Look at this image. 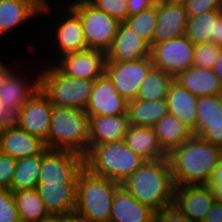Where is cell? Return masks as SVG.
Here are the masks:
<instances>
[{"label":"cell","instance_id":"obj_12","mask_svg":"<svg viewBox=\"0 0 222 222\" xmlns=\"http://www.w3.org/2000/svg\"><path fill=\"white\" fill-rule=\"evenodd\" d=\"M106 53L96 49H86L66 54L53 64L69 77L95 81L105 73Z\"/></svg>","mask_w":222,"mask_h":222},{"label":"cell","instance_id":"obj_28","mask_svg":"<svg viewBox=\"0 0 222 222\" xmlns=\"http://www.w3.org/2000/svg\"><path fill=\"white\" fill-rule=\"evenodd\" d=\"M166 99L162 100H132L128 102L127 115L129 125L154 127L155 124L167 115Z\"/></svg>","mask_w":222,"mask_h":222},{"label":"cell","instance_id":"obj_5","mask_svg":"<svg viewBox=\"0 0 222 222\" xmlns=\"http://www.w3.org/2000/svg\"><path fill=\"white\" fill-rule=\"evenodd\" d=\"M145 160L134 153L124 141L89 146L85 168L92 174L121 184Z\"/></svg>","mask_w":222,"mask_h":222},{"label":"cell","instance_id":"obj_32","mask_svg":"<svg viewBox=\"0 0 222 222\" xmlns=\"http://www.w3.org/2000/svg\"><path fill=\"white\" fill-rule=\"evenodd\" d=\"M222 10L206 11L199 16L188 17L185 36L194 44L211 42L217 18Z\"/></svg>","mask_w":222,"mask_h":222},{"label":"cell","instance_id":"obj_24","mask_svg":"<svg viewBox=\"0 0 222 222\" xmlns=\"http://www.w3.org/2000/svg\"><path fill=\"white\" fill-rule=\"evenodd\" d=\"M175 81L197 97L222 95V85L213 69L192 66L175 77Z\"/></svg>","mask_w":222,"mask_h":222},{"label":"cell","instance_id":"obj_8","mask_svg":"<svg viewBox=\"0 0 222 222\" xmlns=\"http://www.w3.org/2000/svg\"><path fill=\"white\" fill-rule=\"evenodd\" d=\"M85 168V156L66 150L45 149L38 183H77Z\"/></svg>","mask_w":222,"mask_h":222},{"label":"cell","instance_id":"obj_14","mask_svg":"<svg viewBox=\"0 0 222 222\" xmlns=\"http://www.w3.org/2000/svg\"><path fill=\"white\" fill-rule=\"evenodd\" d=\"M215 199L208 184L175 186L173 206L194 222H202Z\"/></svg>","mask_w":222,"mask_h":222},{"label":"cell","instance_id":"obj_6","mask_svg":"<svg viewBox=\"0 0 222 222\" xmlns=\"http://www.w3.org/2000/svg\"><path fill=\"white\" fill-rule=\"evenodd\" d=\"M49 63L40 73V89L54 106L85 110L94 81L69 77Z\"/></svg>","mask_w":222,"mask_h":222},{"label":"cell","instance_id":"obj_50","mask_svg":"<svg viewBox=\"0 0 222 222\" xmlns=\"http://www.w3.org/2000/svg\"><path fill=\"white\" fill-rule=\"evenodd\" d=\"M147 3L150 5V7H160L165 3V0H147Z\"/></svg>","mask_w":222,"mask_h":222},{"label":"cell","instance_id":"obj_2","mask_svg":"<svg viewBox=\"0 0 222 222\" xmlns=\"http://www.w3.org/2000/svg\"><path fill=\"white\" fill-rule=\"evenodd\" d=\"M121 186L155 213L173 205L175 186L168 158L145 161Z\"/></svg>","mask_w":222,"mask_h":222},{"label":"cell","instance_id":"obj_18","mask_svg":"<svg viewBox=\"0 0 222 222\" xmlns=\"http://www.w3.org/2000/svg\"><path fill=\"white\" fill-rule=\"evenodd\" d=\"M20 75L9 67L2 74L0 101L6 108L22 107L40 89V73L30 81Z\"/></svg>","mask_w":222,"mask_h":222},{"label":"cell","instance_id":"obj_37","mask_svg":"<svg viewBox=\"0 0 222 222\" xmlns=\"http://www.w3.org/2000/svg\"><path fill=\"white\" fill-rule=\"evenodd\" d=\"M0 222H21L13 192L0 189Z\"/></svg>","mask_w":222,"mask_h":222},{"label":"cell","instance_id":"obj_52","mask_svg":"<svg viewBox=\"0 0 222 222\" xmlns=\"http://www.w3.org/2000/svg\"><path fill=\"white\" fill-rule=\"evenodd\" d=\"M188 0H165V3L185 5Z\"/></svg>","mask_w":222,"mask_h":222},{"label":"cell","instance_id":"obj_11","mask_svg":"<svg viewBox=\"0 0 222 222\" xmlns=\"http://www.w3.org/2000/svg\"><path fill=\"white\" fill-rule=\"evenodd\" d=\"M62 4V5H61ZM53 3L54 8H57L59 5L60 6H66L64 9H61L64 11L61 17H59L55 24L56 26H53L51 28H54V36H53V43L56 45V50L58 48L57 56L54 57V62L55 58H60L66 54L70 53H75L78 51H83L87 49V45L85 42L84 38V33H83V27H82V22L80 19V16L67 4L63 3ZM55 37V38H54ZM56 42V43H55ZM58 46V47H57Z\"/></svg>","mask_w":222,"mask_h":222},{"label":"cell","instance_id":"obj_3","mask_svg":"<svg viewBox=\"0 0 222 222\" xmlns=\"http://www.w3.org/2000/svg\"><path fill=\"white\" fill-rule=\"evenodd\" d=\"M47 149L66 150L85 156L89 151V116L85 110L53 105Z\"/></svg>","mask_w":222,"mask_h":222},{"label":"cell","instance_id":"obj_48","mask_svg":"<svg viewBox=\"0 0 222 222\" xmlns=\"http://www.w3.org/2000/svg\"><path fill=\"white\" fill-rule=\"evenodd\" d=\"M32 1L41 9L42 16H44V15L48 16L51 14V12L53 13V11H52L53 7H52V5L49 4V2L51 3L52 1H50V0H32Z\"/></svg>","mask_w":222,"mask_h":222},{"label":"cell","instance_id":"obj_49","mask_svg":"<svg viewBox=\"0 0 222 222\" xmlns=\"http://www.w3.org/2000/svg\"><path fill=\"white\" fill-rule=\"evenodd\" d=\"M213 71L222 85V46H220V51L215 62Z\"/></svg>","mask_w":222,"mask_h":222},{"label":"cell","instance_id":"obj_43","mask_svg":"<svg viewBox=\"0 0 222 222\" xmlns=\"http://www.w3.org/2000/svg\"><path fill=\"white\" fill-rule=\"evenodd\" d=\"M208 185L212 190L215 201L222 203V158L219 160L217 166L213 170Z\"/></svg>","mask_w":222,"mask_h":222},{"label":"cell","instance_id":"obj_39","mask_svg":"<svg viewBox=\"0 0 222 222\" xmlns=\"http://www.w3.org/2000/svg\"><path fill=\"white\" fill-rule=\"evenodd\" d=\"M21 107L6 108L0 101V132L19 128Z\"/></svg>","mask_w":222,"mask_h":222},{"label":"cell","instance_id":"obj_30","mask_svg":"<svg viewBox=\"0 0 222 222\" xmlns=\"http://www.w3.org/2000/svg\"><path fill=\"white\" fill-rule=\"evenodd\" d=\"M175 78L167 72L153 67L140 85L137 100L152 101L166 99Z\"/></svg>","mask_w":222,"mask_h":222},{"label":"cell","instance_id":"obj_16","mask_svg":"<svg viewBox=\"0 0 222 222\" xmlns=\"http://www.w3.org/2000/svg\"><path fill=\"white\" fill-rule=\"evenodd\" d=\"M151 47L123 22H120L106 62H126L150 57Z\"/></svg>","mask_w":222,"mask_h":222},{"label":"cell","instance_id":"obj_34","mask_svg":"<svg viewBox=\"0 0 222 222\" xmlns=\"http://www.w3.org/2000/svg\"><path fill=\"white\" fill-rule=\"evenodd\" d=\"M222 122V95L198 97L196 133L206 123Z\"/></svg>","mask_w":222,"mask_h":222},{"label":"cell","instance_id":"obj_40","mask_svg":"<svg viewBox=\"0 0 222 222\" xmlns=\"http://www.w3.org/2000/svg\"><path fill=\"white\" fill-rule=\"evenodd\" d=\"M16 164L15 158L0 153V189H9Z\"/></svg>","mask_w":222,"mask_h":222},{"label":"cell","instance_id":"obj_21","mask_svg":"<svg viewBox=\"0 0 222 222\" xmlns=\"http://www.w3.org/2000/svg\"><path fill=\"white\" fill-rule=\"evenodd\" d=\"M128 126L127 114L89 116V146L124 141Z\"/></svg>","mask_w":222,"mask_h":222},{"label":"cell","instance_id":"obj_19","mask_svg":"<svg viewBox=\"0 0 222 222\" xmlns=\"http://www.w3.org/2000/svg\"><path fill=\"white\" fill-rule=\"evenodd\" d=\"M188 15L184 5L164 3L157 7V24L153 43H161L185 35Z\"/></svg>","mask_w":222,"mask_h":222},{"label":"cell","instance_id":"obj_9","mask_svg":"<svg viewBox=\"0 0 222 222\" xmlns=\"http://www.w3.org/2000/svg\"><path fill=\"white\" fill-rule=\"evenodd\" d=\"M195 45L185 36L153 43L150 58L155 68L161 69L174 78L193 66Z\"/></svg>","mask_w":222,"mask_h":222},{"label":"cell","instance_id":"obj_33","mask_svg":"<svg viewBox=\"0 0 222 222\" xmlns=\"http://www.w3.org/2000/svg\"><path fill=\"white\" fill-rule=\"evenodd\" d=\"M123 23L151 47L157 24V7H150L138 14L128 16Z\"/></svg>","mask_w":222,"mask_h":222},{"label":"cell","instance_id":"obj_17","mask_svg":"<svg viewBox=\"0 0 222 222\" xmlns=\"http://www.w3.org/2000/svg\"><path fill=\"white\" fill-rule=\"evenodd\" d=\"M36 190L51 217L75 212L77 183H38Z\"/></svg>","mask_w":222,"mask_h":222},{"label":"cell","instance_id":"obj_47","mask_svg":"<svg viewBox=\"0 0 222 222\" xmlns=\"http://www.w3.org/2000/svg\"><path fill=\"white\" fill-rule=\"evenodd\" d=\"M211 42L222 46V14L217 18L214 35L211 36Z\"/></svg>","mask_w":222,"mask_h":222},{"label":"cell","instance_id":"obj_20","mask_svg":"<svg viewBox=\"0 0 222 222\" xmlns=\"http://www.w3.org/2000/svg\"><path fill=\"white\" fill-rule=\"evenodd\" d=\"M45 149L44 141L20 127L0 132V153L16 160L37 156Z\"/></svg>","mask_w":222,"mask_h":222},{"label":"cell","instance_id":"obj_27","mask_svg":"<svg viewBox=\"0 0 222 222\" xmlns=\"http://www.w3.org/2000/svg\"><path fill=\"white\" fill-rule=\"evenodd\" d=\"M153 128L160 147L167 155L193 136V132L170 113L159 120Z\"/></svg>","mask_w":222,"mask_h":222},{"label":"cell","instance_id":"obj_41","mask_svg":"<svg viewBox=\"0 0 222 222\" xmlns=\"http://www.w3.org/2000/svg\"><path fill=\"white\" fill-rule=\"evenodd\" d=\"M206 142L222 148V122L206 123L197 133Z\"/></svg>","mask_w":222,"mask_h":222},{"label":"cell","instance_id":"obj_22","mask_svg":"<svg viewBox=\"0 0 222 222\" xmlns=\"http://www.w3.org/2000/svg\"><path fill=\"white\" fill-rule=\"evenodd\" d=\"M155 212L140 204L123 186L113 195L109 222H154Z\"/></svg>","mask_w":222,"mask_h":222},{"label":"cell","instance_id":"obj_45","mask_svg":"<svg viewBox=\"0 0 222 222\" xmlns=\"http://www.w3.org/2000/svg\"><path fill=\"white\" fill-rule=\"evenodd\" d=\"M128 16H132L150 8L147 0H127Z\"/></svg>","mask_w":222,"mask_h":222},{"label":"cell","instance_id":"obj_7","mask_svg":"<svg viewBox=\"0 0 222 222\" xmlns=\"http://www.w3.org/2000/svg\"><path fill=\"white\" fill-rule=\"evenodd\" d=\"M67 3L79 16L87 49L107 52L112 46L120 22L106 12L95 8L87 0Z\"/></svg>","mask_w":222,"mask_h":222},{"label":"cell","instance_id":"obj_15","mask_svg":"<svg viewBox=\"0 0 222 222\" xmlns=\"http://www.w3.org/2000/svg\"><path fill=\"white\" fill-rule=\"evenodd\" d=\"M52 108L47 95L39 89L21 107L19 127L45 142L50 130Z\"/></svg>","mask_w":222,"mask_h":222},{"label":"cell","instance_id":"obj_53","mask_svg":"<svg viewBox=\"0 0 222 222\" xmlns=\"http://www.w3.org/2000/svg\"><path fill=\"white\" fill-rule=\"evenodd\" d=\"M45 222H56V221L53 218H51L50 220L45 221Z\"/></svg>","mask_w":222,"mask_h":222},{"label":"cell","instance_id":"obj_31","mask_svg":"<svg viewBox=\"0 0 222 222\" xmlns=\"http://www.w3.org/2000/svg\"><path fill=\"white\" fill-rule=\"evenodd\" d=\"M42 153L17 160L16 169L9 190L35 189L38 185V177L41 169Z\"/></svg>","mask_w":222,"mask_h":222},{"label":"cell","instance_id":"obj_13","mask_svg":"<svg viewBox=\"0 0 222 222\" xmlns=\"http://www.w3.org/2000/svg\"><path fill=\"white\" fill-rule=\"evenodd\" d=\"M128 102L118 94L112 81L104 73L94 81L85 112L88 116H116L127 114Z\"/></svg>","mask_w":222,"mask_h":222},{"label":"cell","instance_id":"obj_25","mask_svg":"<svg viewBox=\"0 0 222 222\" xmlns=\"http://www.w3.org/2000/svg\"><path fill=\"white\" fill-rule=\"evenodd\" d=\"M126 145L145 161L167 158L160 147L153 127L129 125L124 137Z\"/></svg>","mask_w":222,"mask_h":222},{"label":"cell","instance_id":"obj_42","mask_svg":"<svg viewBox=\"0 0 222 222\" xmlns=\"http://www.w3.org/2000/svg\"><path fill=\"white\" fill-rule=\"evenodd\" d=\"M154 222H194L173 205L155 213Z\"/></svg>","mask_w":222,"mask_h":222},{"label":"cell","instance_id":"obj_46","mask_svg":"<svg viewBox=\"0 0 222 222\" xmlns=\"http://www.w3.org/2000/svg\"><path fill=\"white\" fill-rule=\"evenodd\" d=\"M56 222H86L77 212L52 217Z\"/></svg>","mask_w":222,"mask_h":222},{"label":"cell","instance_id":"obj_23","mask_svg":"<svg viewBox=\"0 0 222 222\" xmlns=\"http://www.w3.org/2000/svg\"><path fill=\"white\" fill-rule=\"evenodd\" d=\"M166 102L168 112L196 135L198 97L174 80L169 88Z\"/></svg>","mask_w":222,"mask_h":222},{"label":"cell","instance_id":"obj_44","mask_svg":"<svg viewBox=\"0 0 222 222\" xmlns=\"http://www.w3.org/2000/svg\"><path fill=\"white\" fill-rule=\"evenodd\" d=\"M202 222H222V203L214 201Z\"/></svg>","mask_w":222,"mask_h":222},{"label":"cell","instance_id":"obj_29","mask_svg":"<svg viewBox=\"0 0 222 222\" xmlns=\"http://www.w3.org/2000/svg\"><path fill=\"white\" fill-rule=\"evenodd\" d=\"M13 195L21 222H45L52 218L36 188L19 190Z\"/></svg>","mask_w":222,"mask_h":222},{"label":"cell","instance_id":"obj_51","mask_svg":"<svg viewBox=\"0 0 222 222\" xmlns=\"http://www.w3.org/2000/svg\"><path fill=\"white\" fill-rule=\"evenodd\" d=\"M8 68V65L4 64L3 61H0V89L2 88V74Z\"/></svg>","mask_w":222,"mask_h":222},{"label":"cell","instance_id":"obj_36","mask_svg":"<svg viewBox=\"0 0 222 222\" xmlns=\"http://www.w3.org/2000/svg\"><path fill=\"white\" fill-rule=\"evenodd\" d=\"M95 8L123 22L128 17L127 0H87Z\"/></svg>","mask_w":222,"mask_h":222},{"label":"cell","instance_id":"obj_1","mask_svg":"<svg viewBox=\"0 0 222 222\" xmlns=\"http://www.w3.org/2000/svg\"><path fill=\"white\" fill-rule=\"evenodd\" d=\"M174 186L208 184L222 148L193 135L168 155Z\"/></svg>","mask_w":222,"mask_h":222},{"label":"cell","instance_id":"obj_4","mask_svg":"<svg viewBox=\"0 0 222 222\" xmlns=\"http://www.w3.org/2000/svg\"><path fill=\"white\" fill-rule=\"evenodd\" d=\"M120 185L84 168L77 179L75 212L86 222H109L113 195Z\"/></svg>","mask_w":222,"mask_h":222},{"label":"cell","instance_id":"obj_38","mask_svg":"<svg viewBox=\"0 0 222 222\" xmlns=\"http://www.w3.org/2000/svg\"><path fill=\"white\" fill-rule=\"evenodd\" d=\"M184 6L188 17L199 16L206 11L222 10L221 0H188Z\"/></svg>","mask_w":222,"mask_h":222},{"label":"cell","instance_id":"obj_26","mask_svg":"<svg viewBox=\"0 0 222 222\" xmlns=\"http://www.w3.org/2000/svg\"><path fill=\"white\" fill-rule=\"evenodd\" d=\"M40 16L41 9L32 0H0V38L11 29Z\"/></svg>","mask_w":222,"mask_h":222},{"label":"cell","instance_id":"obj_35","mask_svg":"<svg viewBox=\"0 0 222 222\" xmlns=\"http://www.w3.org/2000/svg\"><path fill=\"white\" fill-rule=\"evenodd\" d=\"M220 51V46L213 42L195 45L193 53V66L213 69Z\"/></svg>","mask_w":222,"mask_h":222},{"label":"cell","instance_id":"obj_10","mask_svg":"<svg viewBox=\"0 0 222 222\" xmlns=\"http://www.w3.org/2000/svg\"><path fill=\"white\" fill-rule=\"evenodd\" d=\"M154 67L150 57L126 62H105V74L127 102L135 100L140 85Z\"/></svg>","mask_w":222,"mask_h":222}]
</instances>
